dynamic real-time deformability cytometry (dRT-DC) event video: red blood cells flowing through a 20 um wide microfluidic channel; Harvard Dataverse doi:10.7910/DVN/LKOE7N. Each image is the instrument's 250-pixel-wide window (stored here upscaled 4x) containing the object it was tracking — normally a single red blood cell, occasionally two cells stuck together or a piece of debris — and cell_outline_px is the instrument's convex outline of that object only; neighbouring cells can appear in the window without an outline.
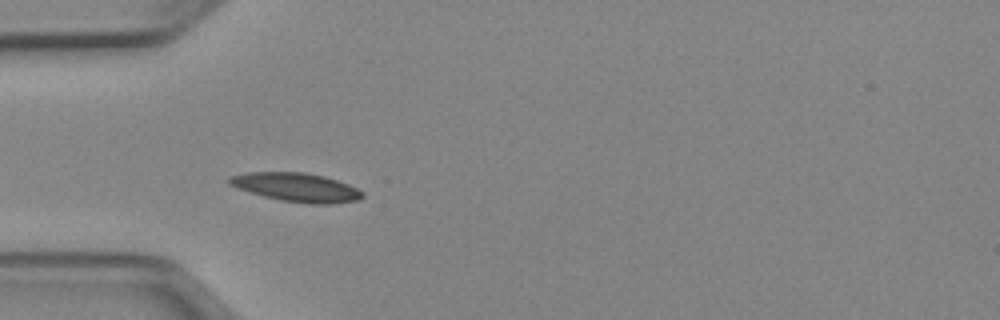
{"species": "Egyptian fruit bat (a non-hibernating species)", "species_latin": "Rousettus aegyptiacus", "temperature_condition": "cold", "stored_images_in_passage": 32, "camera_frame_rate_fps": 3000, "um_per_image_px": 0.085, "animal": {"sex": "female"}, "frame": {"image": 1, "passage_image": 5, "time_ms": 1.333, "image_size_px": [1000, 320], "cell_outline_px": [[364, 196], [360, 200], [332, 204], [308, 204], [280, 200], [264, 196], [236, 188], [228, 184], [224, 180], [228, 176], [248, 172], [304, 172], [324, 176], [348, 184], [364, 192]], "centroid_in_image_um": [25.17, 15.92], "position_along_channel_um": 59.8, "area_um2": 22.6}}